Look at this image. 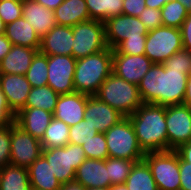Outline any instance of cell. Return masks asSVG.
Returning <instances> with one entry per match:
<instances>
[{
    "label": "cell",
    "mask_w": 191,
    "mask_h": 190,
    "mask_svg": "<svg viewBox=\"0 0 191 190\" xmlns=\"http://www.w3.org/2000/svg\"><path fill=\"white\" fill-rule=\"evenodd\" d=\"M146 38L147 36H140V38L125 39L112 50V54L144 55Z\"/></svg>",
    "instance_id": "cell-36"
},
{
    "label": "cell",
    "mask_w": 191,
    "mask_h": 190,
    "mask_svg": "<svg viewBox=\"0 0 191 190\" xmlns=\"http://www.w3.org/2000/svg\"><path fill=\"white\" fill-rule=\"evenodd\" d=\"M134 163V161L128 159L108 157L106 168L108 169L111 186L125 183Z\"/></svg>",
    "instance_id": "cell-33"
},
{
    "label": "cell",
    "mask_w": 191,
    "mask_h": 190,
    "mask_svg": "<svg viewBox=\"0 0 191 190\" xmlns=\"http://www.w3.org/2000/svg\"><path fill=\"white\" fill-rule=\"evenodd\" d=\"M87 190H110V187H95V188H88Z\"/></svg>",
    "instance_id": "cell-54"
},
{
    "label": "cell",
    "mask_w": 191,
    "mask_h": 190,
    "mask_svg": "<svg viewBox=\"0 0 191 190\" xmlns=\"http://www.w3.org/2000/svg\"><path fill=\"white\" fill-rule=\"evenodd\" d=\"M69 129L70 126L65 122L53 117L40 140L42 148L64 147L69 144Z\"/></svg>",
    "instance_id": "cell-29"
},
{
    "label": "cell",
    "mask_w": 191,
    "mask_h": 190,
    "mask_svg": "<svg viewBox=\"0 0 191 190\" xmlns=\"http://www.w3.org/2000/svg\"><path fill=\"white\" fill-rule=\"evenodd\" d=\"M180 190H191V166L179 157Z\"/></svg>",
    "instance_id": "cell-43"
},
{
    "label": "cell",
    "mask_w": 191,
    "mask_h": 190,
    "mask_svg": "<svg viewBox=\"0 0 191 190\" xmlns=\"http://www.w3.org/2000/svg\"><path fill=\"white\" fill-rule=\"evenodd\" d=\"M5 36L13 45L31 47L39 50L41 38L23 16L5 27Z\"/></svg>",
    "instance_id": "cell-24"
},
{
    "label": "cell",
    "mask_w": 191,
    "mask_h": 190,
    "mask_svg": "<svg viewBox=\"0 0 191 190\" xmlns=\"http://www.w3.org/2000/svg\"><path fill=\"white\" fill-rule=\"evenodd\" d=\"M89 19L105 21L106 19L118 16L123 11L124 0H85Z\"/></svg>",
    "instance_id": "cell-30"
},
{
    "label": "cell",
    "mask_w": 191,
    "mask_h": 190,
    "mask_svg": "<svg viewBox=\"0 0 191 190\" xmlns=\"http://www.w3.org/2000/svg\"><path fill=\"white\" fill-rule=\"evenodd\" d=\"M15 120V113L9 107L6 97L0 88V128L12 125Z\"/></svg>",
    "instance_id": "cell-41"
},
{
    "label": "cell",
    "mask_w": 191,
    "mask_h": 190,
    "mask_svg": "<svg viewBox=\"0 0 191 190\" xmlns=\"http://www.w3.org/2000/svg\"><path fill=\"white\" fill-rule=\"evenodd\" d=\"M104 31L107 47L113 50L125 39L147 36L149 30L138 17L121 14L106 19Z\"/></svg>",
    "instance_id": "cell-11"
},
{
    "label": "cell",
    "mask_w": 191,
    "mask_h": 190,
    "mask_svg": "<svg viewBox=\"0 0 191 190\" xmlns=\"http://www.w3.org/2000/svg\"><path fill=\"white\" fill-rule=\"evenodd\" d=\"M22 17V1H0V18L9 24Z\"/></svg>",
    "instance_id": "cell-38"
},
{
    "label": "cell",
    "mask_w": 191,
    "mask_h": 190,
    "mask_svg": "<svg viewBox=\"0 0 191 190\" xmlns=\"http://www.w3.org/2000/svg\"><path fill=\"white\" fill-rule=\"evenodd\" d=\"M22 16L28 20L40 38L56 25L54 10L47 9L35 0L22 1Z\"/></svg>",
    "instance_id": "cell-21"
},
{
    "label": "cell",
    "mask_w": 191,
    "mask_h": 190,
    "mask_svg": "<svg viewBox=\"0 0 191 190\" xmlns=\"http://www.w3.org/2000/svg\"><path fill=\"white\" fill-rule=\"evenodd\" d=\"M74 182L84 188L110 187V177L106 168V159L86 158L77 168Z\"/></svg>",
    "instance_id": "cell-18"
},
{
    "label": "cell",
    "mask_w": 191,
    "mask_h": 190,
    "mask_svg": "<svg viewBox=\"0 0 191 190\" xmlns=\"http://www.w3.org/2000/svg\"><path fill=\"white\" fill-rule=\"evenodd\" d=\"M98 130L89 122V119H83L69 129V143L82 145L98 134Z\"/></svg>",
    "instance_id": "cell-35"
},
{
    "label": "cell",
    "mask_w": 191,
    "mask_h": 190,
    "mask_svg": "<svg viewBox=\"0 0 191 190\" xmlns=\"http://www.w3.org/2000/svg\"><path fill=\"white\" fill-rule=\"evenodd\" d=\"M186 8L188 13H191V0H179Z\"/></svg>",
    "instance_id": "cell-52"
},
{
    "label": "cell",
    "mask_w": 191,
    "mask_h": 190,
    "mask_svg": "<svg viewBox=\"0 0 191 190\" xmlns=\"http://www.w3.org/2000/svg\"><path fill=\"white\" fill-rule=\"evenodd\" d=\"M183 104L191 108V74L188 76L186 84V94L183 100Z\"/></svg>",
    "instance_id": "cell-48"
},
{
    "label": "cell",
    "mask_w": 191,
    "mask_h": 190,
    "mask_svg": "<svg viewBox=\"0 0 191 190\" xmlns=\"http://www.w3.org/2000/svg\"><path fill=\"white\" fill-rule=\"evenodd\" d=\"M148 164L158 190H180L179 155L175 150L146 152Z\"/></svg>",
    "instance_id": "cell-7"
},
{
    "label": "cell",
    "mask_w": 191,
    "mask_h": 190,
    "mask_svg": "<svg viewBox=\"0 0 191 190\" xmlns=\"http://www.w3.org/2000/svg\"><path fill=\"white\" fill-rule=\"evenodd\" d=\"M0 190H31L28 168L5 165L0 170Z\"/></svg>",
    "instance_id": "cell-26"
},
{
    "label": "cell",
    "mask_w": 191,
    "mask_h": 190,
    "mask_svg": "<svg viewBox=\"0 0 191 190\" xmlns=\"http://www.w3.org/2000/svg\"><path fill=\"white\" fill-rule=\"evenodd\" d=\"M5 27H6V24H5L4 21L0 18V35L5 34Z\"/></svg>",
    "instance_id": "cell-53"
},
{
    "label": "cell",
    "mask_w": 191,
    "mask_h": 190,
    "mask_svg": "<svg viewBox=\"0 0 191 190\" xmlns=\"http://www.w3.org/2000/svg\"><path fill=\"white\" fill-rule=\"evenodd\" d=\"M175 151L182 160L188 162L189 166H191V141L182 144Z\"/></svg>",
    "instance_id": "cell-45"
},
{
    "label": "cell",
    "mask_w": 191,
    "mask_h": 190,
    "mask_svg": "<svg viewBox=\"0 0 191 190\" xmlns=\"http://www.w3.org/2000/svg\"><path fill=\"white\" fill-rule=\"evenodd\" d=\"M148 30L163 26L161 10L146 7L138 16Z\"/></svg>",
    "instance_id": "cell-40"
},
{
    "label": "cell",
    "mask_w": 191,
    "mask_h": 190,
    "mask_svg": "<svg viewBox=\"0 0 191 190\" xmlns=\"http://www.w3.org/2000/svg\"><path fill=\"white\" fill-rule=\"evenodd\" d=\"M110 190H128L125 183L110 186Z\"/></svg>",
    "instance_id": "cell-51"
},
{
    "label": "cell",
    "mask_w": 191,
    "mask_h": 190,
    "mask_svg": "<svg viewBox=\"0 0 191 190\" xmlns=\"http://www.w3.org/2000/svg\"><path fill=\"white\" fill-rule=\"evenodd\" d=\"M160 10L163 26L179 29L189 14L185 6L179 0L167 1Z\"/></svg>",
    "instance_id": "cell-32"
},
{
    "label": "cell",
    "mask_w": 191,
    "mask_h": 190,
    "mask_svg": "<svg viewBox=\"0 0 191 190\" xmlns=\"http://www.w3.org/2000/svg\"><path fill=\"white\" fill-rule=\"evenodd\" d=\"M32 190H60L62 183L53 174L46 158L41 155L29 167Z\"/></svg>",
    "instance_id": "cell-23"
},
{
    "label": "cell",
    "mask_w": 191,
    "mask_h": 190,
    "mask_svg": "<svg viewBox=\"0 0 191 190\" xmlns=\"http://www.w3.org/2000/svg\"><path fill=\"white\" fill-rule=\"evenodd\" d=\"M125 116L95 95L88 96L84 119L89 122L98 132L105 133L113 125L118 124Z\"/></svg>",
    "instance_id": "cell-15"
},
{
    "label": "cell",
    "mask_w": 191,
    "mask_h": 190,
    "mask_svg": "<svg viewBox=\"0 0 191 190\" xmlns=\"http://www.w3.org/2000/svg\"><path fill=\"white\" fill-rule=\"evenodd\" d=\"M76 61L73 56L52 55L48 56L47 85L58 94L75 92L73 85Z\"/></svg>",
    "instance_id": "cell-13"
},
{
    "label": "cell",
    "mask_w": 191,
    "mask_h": 190,
    "mask_svg": "<svg viewBox=\"0 0 191 190\" xmlns=\"http://www.w3.org/2000/svg\"><path fill=\"white\" fill-rule=\"evenodd\" d=\"M57 25L74 26L89 20V13L85 0H64L54 10Z\"/></svg>",
    "instance_id": "cell-25"
},
{
    "label": "cell",
    "mask_w": 191,
    "mask_h": 190,
    "mask_svg": "<svg viewBox=\"0 0 191 190\" xmlns=\"http://www.w3.org/2000/svg\"><path fill=\"white\" fill-rule=\"evenodd\" d=\"M60 190H87L84 188L81 184H78L76 182H70L62 184Z\"/></svg>",
    "instance_id": "cell-50"
},
{
    "label": "cell",
    "mask_w": 191,
    "mask_h": 190,
    "mask_svg": "<svg viewBox=\"0 0 191 190\" xmlns=\"http://www.w3.org/2000/svg\"><path fill=\"white\" fill-rule=\"evenodd\" d=\"M73 32L71 26L55 25L41 38L39 52L47 55L72 56Z\"/></svg>",
    "instance_id": "cell-19"
},
{
    "label": "cell",
    "mask_w": 191,
    "mask_h": 190,
    "mask_svg": "<svg viewBox=\"0 0 191 190\" xmlns=\"http://www.w3.org/2000/svg\"><path fill=\"white\" fill-rule=\"evenodd\" d=\"M60 94L48 85L32 87L23 108H40L54 113Z\"/></svg>",
    "instance_id": "cell-28"
},
{
    "label": "cell",
    "mask_w": 191,
    "mask_h": 190,
    "mask_svg": "<svg viewBox=\"0 0 191 190\" xmlns=\"http://www.w3.org/2000/svg\"><path fill=\"white\" fill-rule=\"evenodd\" d=\"M88 96L79 92L60 94L53 117L70 127L78 124L84 119Z\"/></svg>",
    "instance_id": "cell-16"
},
{
    "label": "cell",
    "mask_w": 191,
    "mask_h": 190,
    "mask_svg": "<svg viewBox=\"0 0 191 190\" xmlns=\"http://www.w3.org/2000/svg\"><path fill=\"white\" fill-rule=\"evenodd\" d=\"M153 64L145 54H113L112 72L129 83L138 86Z\"/></svg>",
    "instance_id": "cell-14"
},
{
    "label": "cell",
    "mask_w": 191,
    "mask_h": 190,
    "mask_svg": "<svg viewBox=\"0 0 191 190\" xmlns=\"http://www.w3.org/2000/svg\"><path fill=\"white\" fill-rule=\"evenodd\" d=\"M81 146L88 159L105 160L109 157L104 133L99 132Z\"/></svg>",
    "instance_id": "cell-34"
},
{
    "label": "cell",
    "mask_w": 191,
    "mask_h": 190,
    "mask_svg": "<svg viewBox=\"0 0 191 190\" xmlns=\"http://www.w3.org/2000/svg\"><path fill=\"white\" fill-rule=\"evenodd\" d=\"M12 46L13 44L5 36V34L0 35V62L10 52Z\"/></svg>",
    "instance_id": "cell-46"
},
{
    "label": "cell",
    "mask_w": 191,
    "mask_h": 190,
    "mask_svg": "<svg viewBox=\"0 0 191 190\" xmlns=\"http://www.w3.org/2000/svg\"><path fill=\"white\" fill-rule=\"evenodd\" d=\"M50 10H55L64 0H35Z\"/></svg>",
    "instance_id": "cell-47"
},
{
    "label": "cell",
    "mask_w": 191,
    "mask_h": 190,
    "mask_svg": "<svg viewBox=\"0 0 191 190\" xmlns=\"http://www.w3.org/2000/svg\"><path fill=\"white\" fill-rule=\"evenodd\" d=\"M125 185L128 190H158L151 170L144 160L134 163Z\"/></svg>",
    "instance_id": "cell-27"
},
{
    "label": "cell",
    "mask_w": 191,
    "mask_h": 190,
    "mask_svg": "<svg viewBox=\"0 0 191 190\" xmlns=\"http://www.w3.org/2000/svg\"><path fill=\"white\" fill-rule=\"evenodd\" d=\"M11 126L0 128V170L10 164Z\"/></svg>",
    "instance_id": "cell-39"
},
{
    "label": "cell",
    "mask_w": 191,
    "mask_h": 190,
    "mask_svg": "<svg viewBox=\"0 0 191 190\" xmlns=\"http://www.w3.org/2000/svg\"><path fill=\"white\" fill-rule=\"evenodd\" d=\"M188 74L154 63L138 85L143 103L161 106L183 104Z\"/></svg>",
    "instance_id": "cell-1"
},
{
    "label": "cell",
    "mask_w": 191,
    "mask_h": 190,
    "mask_svg": "<svg viewBox=\"0 0 191 190\" xmlns=\"http://www.w3.org/2000/svg\"><path fill=\"white\" fill-rule=\"evenodd\" d=\"M0 88L9 107L16 114L25 106L32 87L25 75L0 73Z\"/></svg>",
    "instance_id": "cell-17"
},
{
    "label": "cell",
    "mask_w": 191,
    "mask_h": 190,
    "mask_svg": "<svg viewBox=\"0 0 191 190\" xmlns=\"http://www.w3.org/2000/svg\"><path fill=\"white\" fill-rule=\"evenodd\" d=\"M72 56L75 59L96 54L107 48L104 22L89 19L72 26Z\"/></svg>",
    "instance_id": "cell-9"
},
{
    "label": "cell",
    "mask_w": 191,
    "mask_h": 190,
    "mask_svg": "<svg viewBox=\"0 0 191 190\" xmlns=\"http://www.w3.org/2000/svg\"><path fill=\"white\" fill-rule=\"evenodd\" d=\"M109 157L139 162L145 152L140 147L133 125L128 117L113 125L105 133Z\"/></svg>",
    "instance_id": "cell-5"
},
{
    "label": "cell",
    "mask_w": 191,
    "mask_h": 190,
    "mask_svg": "<svg viewBox=\"0 0 191 190\" xmlns=\"http://www.w3.org/2000/svg\"><path fill=\"white\" fill-rule=\"evenodd\" d=\"M182 49V34L179 28L160 26L148 31L145 55L153 63L163 64L168 58Z\"/></svg>",
    "instance_id": "cell-8"
},
{
    "label": "cell",
    "mask_w": 191,
    "mask_h": 190,
    "mask_svg": "<svg viewBox=\"0 0 191 190\" xmlns=\"http://www.w3.org/2000/svg\"><path fill=\"white\" fill-rule=\"evenodd\" d=\"M38 52L39 50L31 47L13 45L0 62V73L25 75Z\"/></svg>",
    "instance_id": "cell-22"
},
{
    "label": "cell",
    "mask_w": 191,
    "mask_h": 190,
    "mask_svg": "<svg viewBox=\"0 0 191 190\" xmlns=\"http://www.w3.org/2000/svg\"><path fill=\"white\" fill-rule=\"evenodd\" d=\"M168 150L191 141V108L184 104L166 106Z\"/></svg>",
    "instance_id": "cell-12"
},
{
    "label": "cell",
    "mask_w": 191,
    "mask_h": 190,
    "mask_svg": "<svg viewBox=\"0 0 191 190\" xmlns=\"http://www.w3.org/2000/svg\"><path fill=\"white\" fill-rule=\"evenodd\" d=\"M42 155L62 184L74 182L77 168L86 159L82 146L70 143L64 147L43 148Z\"/></svg>",
    "instance_id": "cell-6"
},
{
    "label": "cell",
    "mask_w": 191,
    "mask_h": 190,
    "mask_svg": "<svg viewBox=\"0 0 191 190\" xmlns=\"http://www.w3.org/2000/svg\"><path fill=\"white\" fill-rule=\"evenodd\" d=\"M10 164L28 168L42 155L41 141L15 122L11 126Z\"/></svg>",
    "instance_id": "cell-10"
},
{
    "label": "cell",
    "mask_w": 191,
    "mask_h": 190,
    "mask_svg": "<svg viewBox=\"0 0 191 190\" xmlns=\"http://www.w3.org/2000/svg\"><path fill=\"white\" fill-rule=\"evenodd\" d=\"M168 0H145L146 7L161 9Z\"/></svg>",
    "instance_id": "cell-49"
},
{
    "label": "cell",
    "mask_w": 191,
    "mask_h": 190,
    "mask_svg": "<svg viewBox=\"0 0 191 190\" xmlns=\"http://www.w3.org/2000/svg\"><path fill=\"white\" fill-rule=\"evenodd\" d=\"M166 106L143 103L130 119L138 143L146 152L168 151V134L166 128Z\"/></svg>",
    "instance_id": "cell-2"
},
{
    "label": "cell",
    "mask_w": 191,
    "mask_h": 190,
    "mask_svg": "<svg viewBox=\"0 0 191 190\" xmlns=\"http://www.w3.org/2000/svg\"><path fill=\"white\" fill-rule=\"evenodd\" d=\"M31 87H43L48 79V56L38 52L25 74Z\"/></svg>",
    "instance_id": "cell-31"
},
{
    "label": "cell",
    "mask_w": 191,
    "mask_h": 190,
    "mask_svg": "<svg viewBox=\"0 0 191 190\" xmlns=\"http://www.w3.org/2000/svg\"><path fill=\"white\" fill-rule=\"evenodd\" d=\"M95 96L125 117L133 114L143 104L138 86L113 72L101 84Z\"/></svg>",
    "instance_id": "cell-4"
},
{
    "label": "cell",
    "mask_w": 191,
    "mask_h": 190,
    "mask_svg": "<svg viewBox=\"0 0 191 190\" xmlns=\"http://www.w3.org/2000/svg\"><path fill=\"white\" fill-rule=\"evenodd\" d=\"M145 8V0H124L122 14L138 17Z\"/></svg>",
    "instance_id": "cell-42"
},
{
    "label": "cell",
    "mask_w": 191,
    "mask_h": 190,
    "mask_svg": "<svg viewBox=\"0 0 191 190\" xmlns=\"http://www.w3.org/2000/svg\"><path fill=\"white\" fill-rule=\"evenodd\" d=\"M170 70L185 71V74H191V52L180 50L168 58L163 63Z\"/></svg>",
    "instance_id": "cell-37"
},
{
    "label": "cell",
    "mask_w": 191,
    "mask_h": 190,
    "mask_svg": "<svg viewBox=\"0 0 191 190\" xmlns=\"http://www.w3.org/2000/svg\"><path fill=\"white\" fill-rule=\"evenodd\" d=\"M182 34L183 49L191 52V13L182 23L180 28Z\"/></svg>",
    "instance_id": "cell-44"
},
{
    "label": "cell",
    "mask_w": 191,
    "mask_h": 190,
    "mask_svg": "<svg viewBox=\"0 0 191 190\" xmlns=\"http://www.w3.org/2000/svg\"><path fill=\"white\" fill-rule=\"evenodd\" d=\"M53 118V113L40 108H22L15 114L14 122L41 140Z\"/></svg>",
    "instance_id": "cell-20"
},
{
    "label": "cell",
    "mask_w": 191,
    "mask_h": 190,
    "mask_svg": "<svg viewBox=\"0 0 191 190\" xmlns=\"http://www.w3.org/2000/svg\"><path fill=\"white\" fill-rule=\"evenodd\" d=\"M112 65L113 54L109 47L96 54L77 59L73 81L75 92L95 95L101 84L112 73Z\"/></svg>",
    "instance_id": "cell-3"
}]
</instances>
